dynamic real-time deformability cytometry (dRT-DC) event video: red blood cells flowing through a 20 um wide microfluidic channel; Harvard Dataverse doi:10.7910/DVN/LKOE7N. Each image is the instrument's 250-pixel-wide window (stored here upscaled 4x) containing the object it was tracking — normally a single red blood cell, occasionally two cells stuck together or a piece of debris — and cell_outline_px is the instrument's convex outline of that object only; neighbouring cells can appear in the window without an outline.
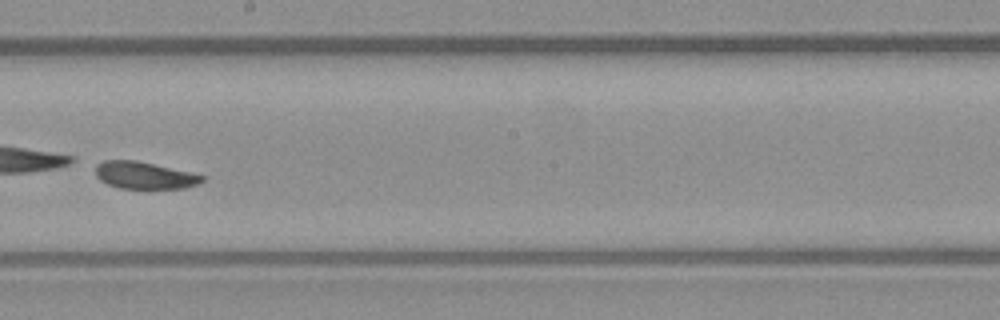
{"species": "common noctule bat (a hibernating species)", "species_latin": "Nyctalus noctula", "temperature_condition": "warm", "stored_images_in_passage": 50, "camera_frame_rate_fps": 3000, "um_per_image_px": 0.085, "animal": {"sex": "male", "body_mass_g": 23.1, "forearm_length_mm": 52.7}, "frame": {"image": 1, "passage_image": 29, "time_ms": 9.333, "image_size_px": [1000, 320], "cell_outline_px": [[204, 180], [196, 184], [184, 188], [120, 188], [108, 184], [100, 180], [96, 176], [96, 164], [104, 160], [136, 160], [188, 172], [204, 176]], "centroid_in_image_um": [12.22, 14.9], "position_along_channel_um": 236.0, "area_um2": 16.53}}